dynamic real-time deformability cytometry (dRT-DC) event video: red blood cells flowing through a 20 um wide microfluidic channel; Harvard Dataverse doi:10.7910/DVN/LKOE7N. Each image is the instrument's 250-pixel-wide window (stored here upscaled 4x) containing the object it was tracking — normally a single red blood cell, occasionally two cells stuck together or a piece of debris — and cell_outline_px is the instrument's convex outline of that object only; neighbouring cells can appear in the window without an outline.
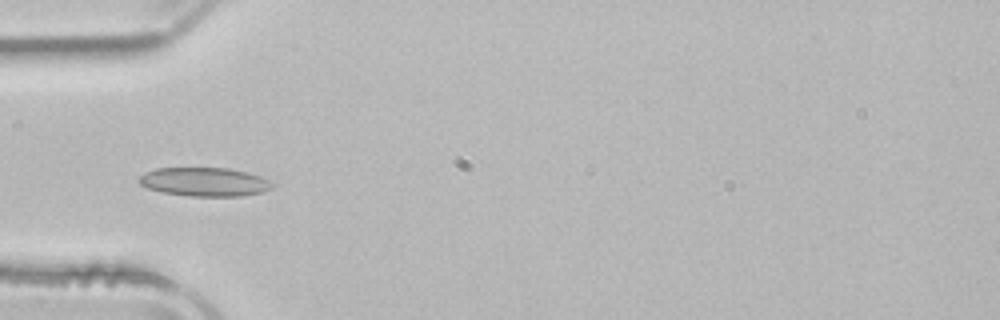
{"species": "common noctule bat (a hibernating species)", "species_latin": "Nyctalus noctula", "temperature_condition": "room temperature", "stored_images_in_passage": 7, "camera_frame_rate_fps": 3000, "um_per_image_px": 0.085, "animal": {"sex": "male", "body_mass_g": 21.5, "forearm_length_mm": 52.0}, "frame": {"image": 1, "passage_image": 4, "time_ms": 1.0, "image_size_px": [1000, 320], "cell_outline_px": [[272, 188], [264, 192], [240, 196], [188, 196], [160, 192], [148, 188], [140, 184], [140, 176], [156, 168], [228, 168], [248, 172], [260, 176], [268, 180], [272, 184]], "centroid_in_image_um": [17.4, 15.46], "position_along_channel_um": 67.6, "area_um2": 22.25}}